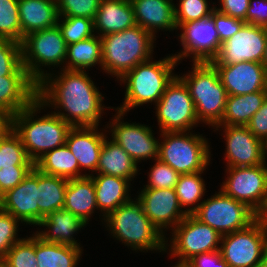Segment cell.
I'll return each mask as SVG.
<instances>
[{
	"label": "cell",
	"instance_id": "6da1fadb",
	"mask_svg": "<svg viewBox=\"0 0 267 267\" xmlns=\"http://www.w3.org/2000/svg\"><path fill=\"white\" fill-rule=\"evenodd\" d=\"M88 74L87 71L62 68L59 76L48 73L37 84V99L45 108H59L61 112L54 113L72 127L99 126L105 110L104 96Z\"/></svg>",
	"mask_w": 267,
	"mask_h": 267
},
{
	"label": "cell",
	"instance_id": "7a4b0ae2",
	"mask_svg": "<svg viewBox=\"0 0 267 267\" xmlns=\"http://www.w3.org/2000/svg\"><path fill=\"white\" fill-rule=\"evenodd\" d=\"M41 109H44V105L36 99L9 119V126L20 138L33 163L46 152L65 145L67 134L72 128L54 112L38 118L37 113Z\"/></svg>",
	"mask_w": 267,
	"mask_h": 267
},
{
	"label": "cell",
	"instance_id": "3957f363",
	"mask_svg": "<svg viewBox=\"0 0 267 267\" xmlns=\"http://www.w3.org/2000/svg\"><path fill=\"white\" fill-rule=\"evenodd\" d=\"M153 58L139 63L125 73L119 80L126 85L123 105L116 111L127 113L129 110L146 103H157L165 92L168 84L177 74L173 73L178 60L172 55L162 60Z\"/></svg>",
	"mask_w": 267,
	"mask_h": 267
},
{
	"label": "cell",
	"instance_id": "277c9868",
	"mask_svg": "<svg viewBox=\"0 0 267 267\" xmlns=\"http://www.w3.org/2000/svg\"><path fill=\"white\" fill-rule=\"evenodd\" d=\"M155 40L156 38L139 25L102 36L101 69L119 80L139 63L153 57Z\"/></svg>",
	"mask_w": 267,
	"mask_h": 267
},
{
	"label": "cell",
	"instance_id": "5b68a950",
	"mask_svg": "<svg viewBox=\"0 0 267 267\" xmlns=\"http://www.w3.org/2000/svg\"><path fill=\"white\" fill-rule=\"evenodd\" d=\"M104 222L111 235L128 248L130 246L133 251L167 252V237L150 221L137 199L119 206L104 219Z\"/></svg>",
	"mask_w": 267,
	"mask_h": 267
},
{
	"label": "cell",
	"instance_id": "8992f818",
	"mask_svg": "<svg viewBox=\"0 0 267 267\" xmlns=\"http://www.w3.org/2000/svg\"><path fill=\"white\" fill-rule=\"evenodd\" d=\"M192 66V71L178 76L189 89L199 122L214 127L222 121L227 91L211 62H193Z\"/></svg>",
	"mask_w": 267,
	"mask_h": 267
},
{
	"label": "cell",
	"instance_id": "52a82bcc",
	"mask_svg": "<svg viewBox=\"0 0 267 267\" xmlns=\"http://www.w3.org/2000/svg\"><path fill=\"white\" fill-rule=\"evenodd\" d=\"M160 135L163 141L159 142L158 158L177 173H196L210 165V145L200 133L161 132Z\"/></svg>",
	"mask_w": 267,
	"mask_h": 267
},
{
	"label": "cell",
	"instance_id": "ba28073f",
	"mask_svg": "<svg viewBox=\"0 0 267 267\" xmlns=\"http://www.w3.org/2000/svg\"><path fill=\"white\" fill-rule=\"evenodd\" d=\"M22 64L38 84L48 73L41 66L61 67L66 61L67 44L58 25L31 32L21 42ZM46 72V73H45Z\"/></svg>",
	"mask_w": 267,
	"mask_h": 267
},
{
	"label": "cell",
	"instance_id": "9c48e42d",
	"mask_svg": "<svg viewBox=\"0 0 267 267\" xmlns=\"http://www.w3.org/2000/svg\"><path fill=\"white\" fill-rule=\"evenodd\" d=\"M221 235L247 228L257 219V214L246 204L226 195L221 189L204 199L192 214Z\"/></svg>",
	"mask_w": 267,
	"mask_h": 267
},
{
	"label": "cell",
	"instance_id": "30bf717a",
	"mask_svg": "<svg viewBox=\"0 0 267 267\" xmlns=\"http://www.w3.org/2000/svg\"><path fill=\"white\" fill-rule=\"evenodd\" d=\"M159 132H187L199 122L190 92L176 75L155 104Z\"/></svg>",
	"mask_w": 267,
	"mask_h": 267
},
{
	"label": "cell",
	"instance_id": "8fae6325",
	"mask_svg": "<svg viewBox=\"0 0 267 267\" xmlns=\"http://www.w3.org/2000/svg\"><path fill=\"white\" fill-rule=\"evenodd\" d=\"M172 239L165 245L172 257L189 261L195 255L219 250L222 235L209 225L200 222L192 214L187 215L172 230Z\"/></svg>",
	"mask_w": 267,
	"mask_h": 267
},
{
	"label": "cell",
	"instance_id": "7c38bea8",
	"mask_svg": "<svg viewBox=\"0 0 267 267\" xmlns=\"http://www.w3.org/2000/svg\"><path fill=\"white\" fill-rule=\"evenodd\" d=\"M219 251L228 267H256L267 252L261 223L256 219L245 229L222 235Z\"/></svg>",
	"mask_w": 267,
	"mask_h": 267
},
{
	"label": "cell",
	"instance_id": "4fadbf2b",
	"mask_svg": "<svg viewBox=\"0 0 267 267\" xmlns=\"http://www.w3.org/2000/svg\"><path fill=\"white\" fill-rule=\"evenodd\" d=\"M227 177L221 190L233 199L246 204L256 214L267 197V165L227 167Z\"/></svg>",
	"mask_w": 267,
	"mask_h": 267
},
{
	"label": "cell",
	"instance_id": "5bb4252c",
	"mask_svg": "<svg viewBox=\"0 0 267 267\" xmlns=\"http://www.w3.org/2000/svg\"><path fill=\"white\" fill-rule=\"evenodd\" d=\"M267 28L245 23L241 29L221 44L213 65H229L240 62L262 63L266 48Z\"/></svg>",
	"mask_w": 267,
	"mask_h": 267
},
{
	"label": "cell",
	"instance_id": "9a60e30c",
	"mask_svg": "<svg viewBox=\"0 0 267 267\" xmlns=\"http://www.w3.org/2000/svg\"><path fill=\"white\" fill-rule=\"evenodd\" d=\"M110 122L111 139L118 143L137 163L158 158L159 141L145 124L122 122L125 113L117 111Z\"/></svg>",
	"mask_w": 267,
	"mask_h": 267
},
{
	"label": "cell",
	"instance_id": "2e32d148",
	"mask_svg": "<svg viewBox=\"0 0 267 267\" xmlns=\"http://www.w3.org/2000/svg\"><path fill=\"white\" fill-rule=\"evenodd\" d=\"M179 29L183 51L173 55L178 62L188 56L193 62H211L218 55L221 43L211 16L183 24Z\"/></svg>",
	"mask_w": 267,
	"mask_h": 267
},
{
	"label": "cell",
	"instance_id": "e0dca14e",
	"mask_svg": "<svg viewBox=\"0 0 267 267\" xmlns=\"http://www.w3.org/2000/svg\"><path fill=\"white\" fill-rule=\"evenodd\" d=\"M138 194L136 199L145 214L163 235L166 229L173 230L187 216L179 204L175 189L143 188Z\"/></svg>",
	"mask_w": 267,
	"mask_h": 267
},
{
	"label": "cell",
	"instance_id": "ac0fdd59",
	"mask_svg": "<svg viewBox=\"0 0 267 267\" xmlns=\"http://www.w3.org/2000/svg\"><path fill=\"white\" fill-rule=\"evenodd\" d=\"M37 168H33L16 187L0 197V208L22 224L39 225Z\"/></svg>",
	"mask_w": 267,
	"mask_h": 267
},
{
	"label": "cell",
	"instance_id": "d6986e66",
	"mask_svg": "<svg viewBox=\"0 0 267 267\" xmlns=\"http://www.w3.org/2000/svg\"><path fill=\"white\" fill-rule=\"evenodd\" d=\"M215 130L224 127L226 141L225 159L227 167L256 166L264 164L262 140L255 137L247 126H214Z\"/></svg>",
	"mask_w": 267,
	"mask_h": 267
},
{
	"label": "cell",
	"instance_id": "ffe728a7",
	"mask_svg": "<svg viewBox=\"0 0 267 267\" xmlns=\"http://www.w3.org/2000/svg\"><path fill=\"white\" fill-rule=\"evenodd\" d=\"M214 66L228 96L267 91V72L262 63L245 61Z\"/></svg>",
	"mask_w": 267,
	"mask_h": 267
},
{
	"label": "cell",
	"instance_id": "44dd1931",
	"mask_svg": "<svg viewBox=\"0 0 267 267\" xmlns=\"http://www.w3.org/2000/svg\"><path fill=\"white\" fill-rule=\"evenodd\" d=\"M107 135L98 126L72 127L66 138V145L79 163V169H87L97 174V165Z\"/></svg>",
	"mask_w": 267,
	"mask_h": 267
},
{
	"label": "cell",
	"instance_id": "7402d4cb",
	"mask_svg": "<svg viewBox=\"0 0 267 267\" xmlns=\"http://www.w3.org/2000/svg\"><path fill=\"white\" fill-rule=\"evenodd\" d=\"M37 99V83L29 75L0 77V112L8 119Z\"/></svg>",
	"mask_w": 267,
	"mask_h": 267
},
{
	"label": "cell",
	"instance_id": "603a6c76",
	"mask_svg": "<svg viewBox=\"0 0 267 267\" xmlns=\"http://www.w3.org/2000/svg\"><path fill=\"white\" fill-rule=\"evenodd\" d=\"M136 25L147 30L154 38L156 30H178L173 0H130Z\"/></svg>",
	"mask_w": 267,
	"mask_h": 267
},
{
	"label": "cell",
	"instance_id": "cb8c5ba5",
	"mask_svg": "<svg viewBox=\"0 0 267 267\" xmlns=\"http://www.w3.org/2000/svg\"><path fill=\"white\" fill-rule=\"evenodd\" d=\"M136 25L130 0H100L94 19L95 34L102 37ZM97 32V33H96Z\"/></svg>",
	"mask_w": 267,
	"mask_h": 267
},
{
	"label": "cell",
	"instance_id": "d4e9b609",
	"mask_svg": "<svg viewBox=\"0 0 267 267\" xmlns=\"http://www.w3.org/2000/svg\"><path fill=\"white\" fill-rule=\"evenodd\" d=\"M86 225L78 216L63 208L45 216L38 226L48 229L44 228V231L41 232L36 231V234L46 242L82 248L73 235Z\"/></svg>",
	"mask_w": 267,
	"mask_h": 267
},
{
	"label": "cell",
	"instance_id": "484cf974",
	"mask_svg": "<svg viewBox=\"0 0 267 267\" xmlns=\"http://www.w3.org/2000/svg\"><path fill=\"white\" fill-rule=\"evenodd\" d=\"M21 42L27 34L54 27L58 23L57 0H18Z\"/></svg>",
	"mask_w": 267,
	"mask_h": 267
},
{
	"label": "cell",
	"instance_id": "4316f807",
	"mask_svg": "<svg viewBox=\"0 0 267 267\" xmlns=\"http://www.w3.org/2000/svg\"><path fill=\"white\" fill-rule=\"evenodd\" d=\"M94 181L95 197L98 210L101 211L104 220L112 211L119 206L130 202V181L125 178L115 177L107 174L89 173Z\"/></svg>",
	"mask_w": 267,
	"mask_h": 267
},
{
	"label": "cell",
	"instance_id": "83f0119b",
	"mask_svg": "<svg viewBox=\"0 0 267 267\" xmlns=\"http://www.w3.org/2000/svg\"><path fill=\"white\" fill-rule=\"evenodd\" d=\"M64 209L86 224L97 209L94 181L90 176L69 179L65 191Z\"/></svg>",
	"mask_w": 267,
	"mask_h": 267
},
{
	"label": "cell",
	"instance_id": "f1b7e54d",
	"mask_svg": "<svg viewBox=\"0 0 267 267\" xmlns=\"http://www.w3.org/2000/svg\"><path fill=\"white\" fill-rule=\"evenodd\" d=\"M104 139L97 165L98 174H107L115 177L134 180L138 174L137 163L114 140Z\"/></svg>",
	"mask_w": 267,
	"mask_h": 267
},
{
	"label": "cell",
	"instance_id": "f546056e",
	"mask_svg": "<svg viewBox=\"0 0 267 267\" xmlns=\"http://www.w3.org/2000/svg\"><path fill=\"white\" fill-rule=\"evenodd\" d=\"M267 97V91L227 97L222 121L216 126H246L260 109Z\"/></svg>",
	"mask_w": 267,
	"mask_h": 267
},
{
	"label": "cell",
	"instance_id": "4dcf8cb0",
	"mask_svg": "<svg viewBox=\"0 0 267 267\" xmlns=\"http://www.w3.org/2000/svg\"><path fill=\"white\" fill-rule=\"evenodd\" d=\"M34 167L44 174L68 180L89 176L80 172L79 163L66 144L46 152L34 163Z\"/></svg>",
	"mask_w": 267,
	"mask_h": 267
},
{
	"label": "cell",
	"instance_id": "1f68e13d",
	"mask_svg": "<svg viewBox=\"0 0 267 267\" xmlns=\"http://www.w3.org/2000/svg\"><path fill=\"white\" fill-rule=\"evenodd\" d=\"M83 249L46 242L35 233V254L38 267H76Z\"/></svg>",
	"mask_w": 267,
	"mask_h": 267
},
{
	"label": "cell",
	"instance_id": "d6a6232c",
	"mask_svg": "<svg viewBox=\"0 0 267 267\" xmlns=\"http://www.w3.org/2000/svg\"><path fill=\"white\" fill-rule=\"evenodd\" d=\"M68 179L47 175L37 169V189L39 193V223L56 210L64 208L65 191Z\"/></svg>",
	"mask_w": 267,
	"mask_h": 267
},
{
	"label": "cell",
	"instance_id": "836d02e7",
	"mask_svg": "<svg viewBox=\"0 0 267 267\" xmlns=\"http://www.w3.org/2000/svg\"><path fill=\"white\" fill-rule=\"evenodd\" d=\"M68 60V61H67ZM62 69L85 71L92 66L102 67L101 37L94 35L88 39L67 45L66 61Z\"/></svg>",
	"mask_w": 267,
	"mask_h": 267
},
{
	"label": "cell",
	"instance_id": "e575fe53",
	"mask_svg": "<svg viewBox=\"0 0 267 267\" xmlns=\"http://www.w3.org/2000/svg\"><path fill=\"white\" fill-rule=\"evenodd\" d=\"M203 171L190 174H180L178 182L175 185V192L181 208L185 210L187 215L193 214L201 204L202 197L205 196L206 184L201 177ZM200 202V203H198ZM197 203V204H196ZM193 207H189V206ZM190 208V209H189Z\"/></svg>",
	"mask_w": 267,
	"mask_h": 267
},
{
	"label": "cell",
	"instance_id": "d590c367",
	"mask_svg": "<svg viewBox=\"0 0 267 267\" xmlns=\"http://www.w3.org/2000/svg\"><path fill=\"white\" fill-rule=\"evenodd\" d=\"M3 167H34L20 138L10 126L0 134V170Z\"/></svg>",
	"mask_w": 267,
	"mask_h": 267
},
{
	"label": "cell",
	"instance_id": "8d00e7d4",
	"mask_svg": "<svg viewBox=\"0 0 267 267\" xmlns=\"http://www.w3.org/2000/svg\"><path fill=\"white\" fill-rule=\"evenodd\" d=\"M32 236L16 242L0 260V265L2 267H38L35 254V233Z\"/></svg>",
	"mask_w": 267,
	"mask_h": 267
},
{
	"label": "cell",
	"instance_id": "74e56055",
	"mask_svg": "<svg viewBox=\"0 0 267 267\" xmlns=\"http://www.w3.org/2000/svg\"><path fill=\"white\" fill-rule=\"evenodd\" d=\"M57 25L67 45L96 35L94 33V20L89 18L59 16Z\"/></svg>",
	"mask_w": 267,
	"mask_h": 267
},
{
	"label": "cell",
	"instance_id": "f35d334b",
	"mask_svg": "<svg viewBox=\"0 0 267 267\" xmlns=\"http://www.w3.org/2000/svg\"><path fill=\"white\" fill-rule=\"evenodd\" d=\"M28 75L22 64L21 44L0 37V77Z\"/></svg>",
	"mask_w": 267,
	"mask_h": 267
},
{
	"label": "cell",
	"instance_id": "ab89813d",
	"mask_svg": "<svg viewBox=\"0 0 267 267\" xmlns=\"http://www.w3.org/2000/svg\"><path fill=\"white\" fill-rule=\"evenodd\" d=\"M0 37L21 44L18 0H0Z\"/></svg>",
	"mask_w": 267,
	"mask_h": 267
},
{
	"label": "cell",
	"instance_id": "60d3db41",
	"mask_svg": "<svg viewBox=\"0 0 267 267\" xmlns=\"http://www.w3.org/2000/svg\"><path fill=\"white\" fill-rule=\"evenodd\" d=\"M179 5L175 4V22L179 29L183 24L198 21L211 16L215 6L209 7L208 0H179Z\"/></svg>",
	"mask_w": 267,
	"mask_h": 267
},
{
	"label": "cell",
	"instance_id": "b9f144b4",
	"mask_svg": "<svg viewBox=\"0 0 267 267\" xmlns=\"http://www.w3.org/2000/svg\"><path fill=\"white\" fill-rule=\"evenodd\" d=\"M155 162L156 163L149 171V181H147V185H144V188L174 189L180 174L177 173L171 166L161 161L159 158L155 159Z\"/></svg>",
	"mask_w": 267,
	"mask_h": 267
},
{
	"label": "cell",
	"instance_id": "7bdbcfd3",
	"mask_svg": "<svg viewBox=\"0 0 267 267\" xmlns=\"http://www.w3.org/2000/svg\"><path fill=\"white\" fill-rule=\"evenodd\" d=\"M100 0H57L59 16L85 17L94 20Z\"/></svg>",
	"mask_w": 267,
	"mask_h": 267
},
{
	"label": "cell",
	"instance_id": "ee69618b",
	"mask_svg": "<svg viewBox=\"0 0 267 267\" xmlns=\"http://www.w3.org/2000/svg\"><path fill=\"white\" fill-rule=\"evenodd\" d=\"M19 223L20 221L13 215L0 208V260L16 242L21 240L17 237Z\"/></svg>",
	"mask_w": 267,
	"mask_h": 267
},
{
	"label": "cell",
	"instance_id": "f6af8a7d",
	"mask_svg": "<svg viewBox=\"0 0 267 267\" xmlns=\"http://www.w3.org/2000/svg\"><path fill=\"white\" fill-rule=\"evenodd\" d=\"M211 17L215 23V27L221 44L227 41L235 33H237L245 24L244 20H240L223 14L217 9H214L212 11Z\"/></svg>",
	"mask_w": 267,
	"mask_h": 267
},
{
	"label": "cell",
	"instance_id": "bcb514c9",
	"mask_svg": "<svg viewBox=\"0 0 267 267\" xmlns=\"http://www.w3.org/2000/svg\"><path fill=\"white\" fill-rule=\"evenodd\" d=\"M34 167H3L0 170V197L16 187Z\"/></svg>",
	"mask_w": 267,
	"mask_h": 267
},
{
	"label": "cell",
	"instance_id": "7dc6e473",
	"mask_svg": "<svg viewBox=\"0 0 267 267\" xmlns=\"http://www.w3.org/2000/svg\"><path fill=\"white\" fill-rule=\"evenodd\" d=\"M246 23L267 28V0H250Z\"/></svg>",
	"mask_w": 267,
	"mask_h": 267
},
{
	"label": "cell",
	"instance_id": "c3c4849f",
	"mask_svg": "<svg viewBox=\"0 0 267 267\" xmlns=\"http://www.w3.org/2000/svg\"><path fill=\"white\" fill-rule=\"evenodd\" d=\"M246 126L260 140H263L267 136V97Z\"/></svg>",
	"mask_w": 267,
	"mask_h": 267
},
{
	"label": "cell",
	"instance_id": "681fc988",
	"mask_svg": "<svg viewBox=\"0 0 267 267\" xmlns=\"http://www.w3.org/2000/svg\"><path fill=\"white\" fill-rule=\"evenodd\" d=\"M249 1L250 0H220L221 6L219 8L215 7V9L228 16L244 20L246 23Z\"/></svg>",
	"mask_w": 267,
	"mask_h": 267
},
{
	"label": "cell",
	"instance_id": "f907efd6",
	"mask_svg": "<svg viewBox=\"0 0 267 267\" xmlns=\"http://www.w3.org/2000/svg\"><path fill=\"white\" fill-rule=\"evenodd\" d=\"M189 262L194 267H228L219 250L195 255Z\"/></svg>",
	"mask_w": 267,
	"mask_h": 267
},
{
	"label": "cell",
	"instance_id": "816d5d0a",
	"mask_svg": "<svg viewBox=\"0 0 267 267\" xmlns=\"http://www.w3.org/2000/svg\"><path fill=\"white\" fill-rule=\"evenodd\" d=\"M257 220L261 223V225L263 227L266 242H267V213H258L257 214Z\"/></svg>",
	"mask_w": 267,
	"mask_h": 267
},
{
	"label": "cell",
	"instance_id": "f5cc1de1",
	"mask_svg": "<svg viewBox=\"0 0 267 267\" xmlns=\"http://www.w3.org/2000/svg\"><path fill=\"white\" fill-rule=\"evenodd\" d=\"M9 126V119L0 112V134Z\"/></svg>",
	"mask_w": 267,
	"mask_h": 267
},
{
	"label": "cell",
	"instance_id": "db71d44e",
	"mask_svg": "<svg viewBox=\"0 0 267 267\" xmlns=\"http://www.w3.org/2000/svg\"><path fill=\"white\" fill-rule=\"evenodd\" d=\"M262 154L264 163H266L267 158V136L262 140Z\"/></svg>",
	"mask_w": 267,
	"mask_h": 267
},
{
	"label": "cell",
	"instance_id": "11a10c76",
	"mask_svg": "<svg viewBox=\"0 0 267 267\" xmlns=\"http://www.w3.org/2000/svg\"><path fill=\"white\" fill-rule=\"evenodd\" d=\"M177 264L174 267H194L189 261H181L176 262Z\"/></svg>",
	"mask_w": 267,
	"mask_h": 267
},
{
	"label": "cell",
	"instance_id": "9f6ffc18",
	"mask_svg": "<svg viewBox=\"0 0 267 267\" xmlns=\"http://www.w3.org/2000/svg\"><path fill=\"white\" fill-rule=\"evenodd\" d=\"M262 65L265 67V70L267 72V37H266V48L262 59Z\"/></svg>",
	"mask_w": 267,
	"mask_h": 267
},
{
	"label": "cell",
	"instance_id": "6f0895ef",
	"mask_svg": "<svg viewBox=\"0 0 267 267\" xmlns=\"http://www.w3.org/2000/svg\"><path fill=\"white\" fill-rule=\"evenodd\" d=\"M256 267H267V252L265 253L262 261Z\"/></svg>",
	"mask_w": 267,
	"mask_h": 267
},
{
	"label": "cell",
	"instance_id": "680465c9",
	"mask_svg": "<svg viewBox=\"0 0 267 267\" xmlns=\"http://www.w3.org/2000/svg\"><path fill=\"white\" fill-rule=\"evenodd\" d=\"M259 213H267V197H266L265 203H264L262 209L259 211Z\"/></svg>",
	"mask_w": 267,
	"mask_h": 267
}]
</instances>
